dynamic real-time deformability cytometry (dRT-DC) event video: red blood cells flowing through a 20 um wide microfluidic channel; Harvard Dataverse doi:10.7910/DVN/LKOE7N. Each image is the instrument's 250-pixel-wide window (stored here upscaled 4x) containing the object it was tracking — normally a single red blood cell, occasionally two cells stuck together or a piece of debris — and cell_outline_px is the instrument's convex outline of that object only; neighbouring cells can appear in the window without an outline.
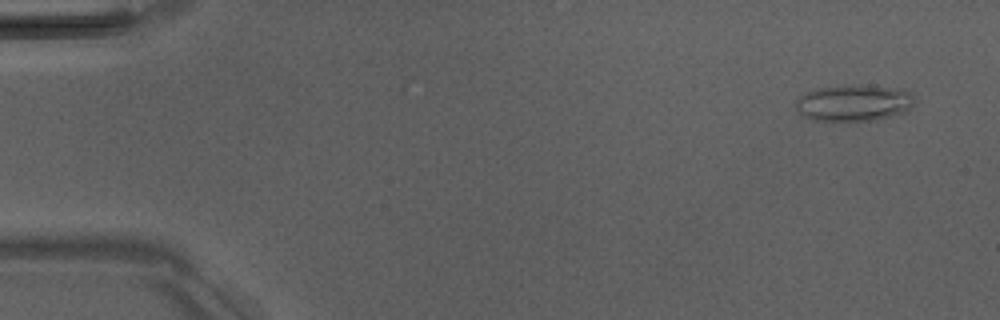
{"species": "Egyptian fruit bat (a non-hibernating species)", "species_latin": "Rousettus aegyptiacus", "temperature_condition": "room temperature", "stored_images_in_passage": 5, "camera_frame_rate_fps": 3000, "um_per_image_px": 0.085, "animal": {"sex": "male"}, "frame": {"image": 1, "passage_image": 1, "time_ms": 0.0, "image_size_px": [1000, 320], "cell_outline_px": [[916, 104], [912, 108], [904, 112], [876, 120], [812, 120], [804, 116], [796, 108], [796, 100], [800, 96], [816, 88], [904, 88], [912, 92], [916, 96]], "centroid_in_image_um": [72.66, 8.79], "position_along_channel_um": 12.3, "area_um2": 24.33}}